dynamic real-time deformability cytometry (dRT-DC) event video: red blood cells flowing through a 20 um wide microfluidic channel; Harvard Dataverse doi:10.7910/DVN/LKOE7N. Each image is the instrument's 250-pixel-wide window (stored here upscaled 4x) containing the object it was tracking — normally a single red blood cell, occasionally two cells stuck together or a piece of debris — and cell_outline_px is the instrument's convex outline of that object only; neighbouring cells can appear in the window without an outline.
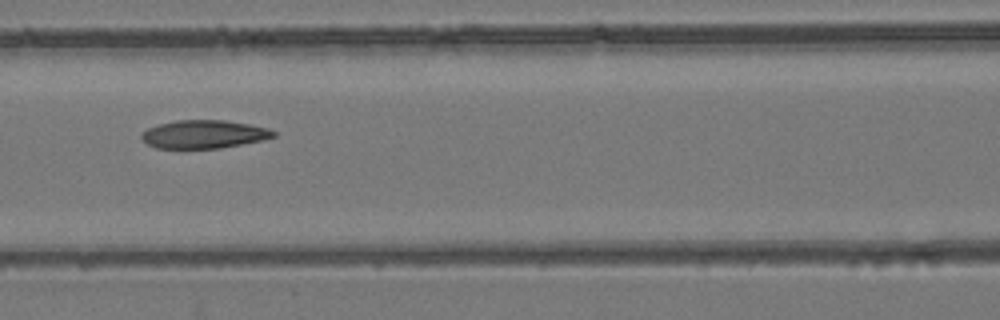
{"species": "common noctule bat (a hibernating species)", "species_latin": "Nyctalus noctula", "temperature_condition": "room temperature", "stored_images_in_passage": 11, "camera_frame_rate_fps": 3000, "um_per_image_px": 0.085, "animal": {"sex": "female", "body_mass_g": 24.6, "forearm_length_mm": 56.2}, "frame": {"image": 1, "passage_image": 7, "time_ms": 7.667, "image_size_px": [1000, 320], "cell_outline_px": [[276, 136], [264, 140], [220, 148], [156, 148], [148, 144], [140, 136], [148, 128], [160, 124], [176, 120], [224, 120], [248, 124], [268, 128], [276, 132]], "centroid_in_image_um": [17.37, 11.41], "position_along_channel_um": 149.2, "area_um2": 21.56}}
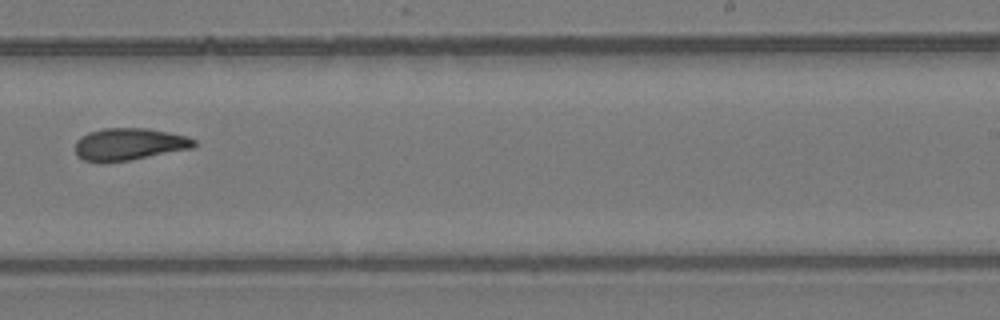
{"frame": {"image": 2, "passage_image": 10, "time_ms": 11.0, "image_size_px": [1000, 320], "cell_outline_px": [[196, 144], [192, 148], [128, 160], [100, 164], [84, 160], [76, 156], [76, 140], [80, 136], [88, 132], [104, 128], [148, 128], [188, 136], [196, 140]], "centroid_in_image_um": [10.93, 12.26], "position_along_channel_um": 278.1, "area_um2": 22.48}}
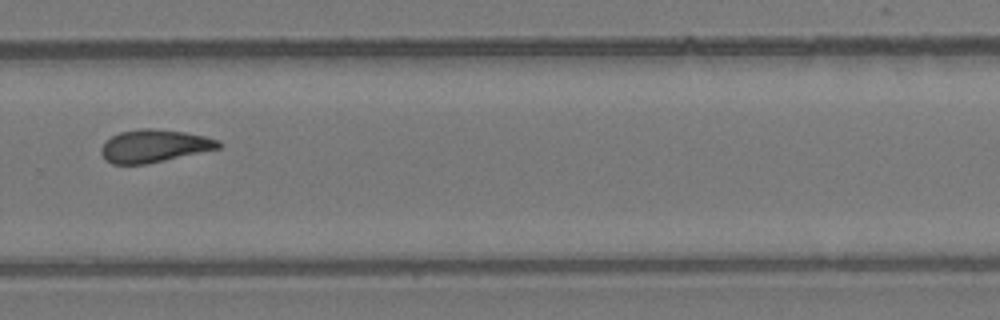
{"frame": {"image": 3, "passage_image": 11, "time_ms": 12.0, "image_size_px": [1000, 320], "cell_outline_px": [[224, 144], [220, 148], [164, 160], [144, 164], [112, 164], [104, 160], [100, 152], [100, 148], [112, 136], [120, 132], [140, 128], [152, 128], [184, 132], [204, 136], [220, 140]], "centroid_in_image_um": [13.1, 12.4], "position_along_channel_um": 316.7, "area_um2": 22.31}}